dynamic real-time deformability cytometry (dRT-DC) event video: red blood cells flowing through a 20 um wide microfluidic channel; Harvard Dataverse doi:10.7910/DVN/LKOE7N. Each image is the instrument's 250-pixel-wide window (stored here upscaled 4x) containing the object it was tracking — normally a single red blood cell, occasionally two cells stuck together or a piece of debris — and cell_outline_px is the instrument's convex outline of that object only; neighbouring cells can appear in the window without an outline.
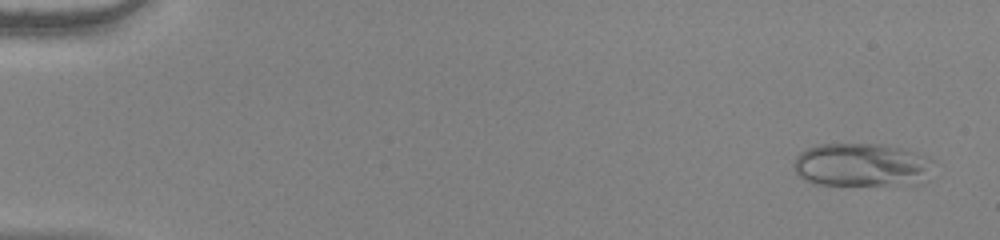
{"species": "human", "species_latin": "Homo sapiens", "temperature_condition": "warm", "stored_images_in_passage": 53, "camera_frame_rate_fps": 3000, "um_per_image_px": 0.085, "donor": {"sex": "female"}, "frame": {"image": 1, "passage_image": 3, "time_ms": 0.667, "image_size_px": [1000, 240], "cell_outline_px": [[932, 160], [928, 180], [920, 184], [812, 184], [804, 180], [796, 172], [792, 164], [796, 156], [800, 152], [808, 148], [820, 144], [880, 144], [900, 148], [924, 156]], "centroid_in_image_um": [73.21, 14.02], "position_along_channel_um": 11.8, "area_um2": 35.14}}
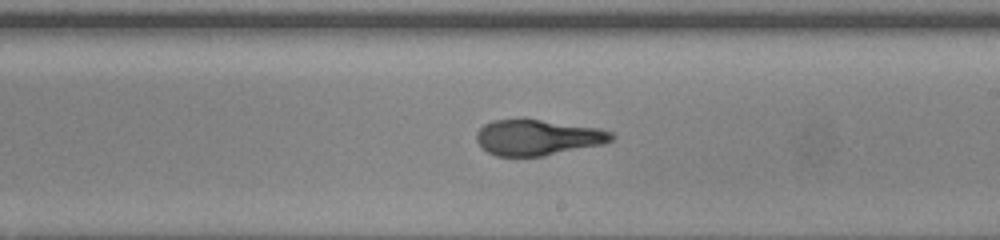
{"frame": {"image": 2, "passage_image": 33, "time_ms": 10.667, "image_size_px": [1000, 240], "cell_outline_px": [[616, 136], [612, 140], [604, 144], [544, 156], [496, 156], [488, 152], [476, 140], [476, 132], [484, 124], [492, 120], [520, 116], [524, 116], [600, 128], [612, 132]], "centroid_in_image_um": [45.71, 11.63], "position_along_channel_um": 243.3, "area_um2": 29.07}}
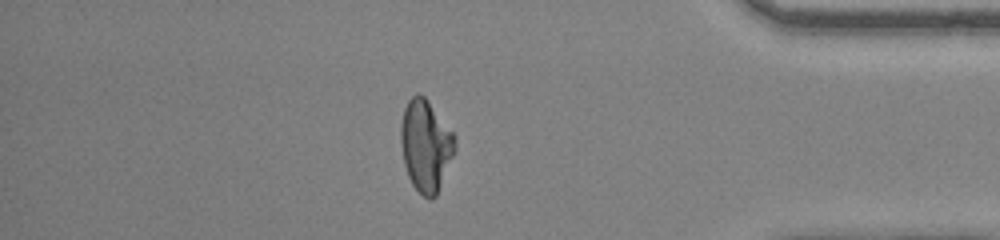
{"frame": {"image": 3, "passage_image": 47, "time_ms": 15.333, "image_size_px": [1000, 240], "cell_outline_px": [[456, 148], [436, 196], [432, 200], [428, 200], [412, 184], [408, 176], [404, 164], [400, 144], [400, 124], [404, 108], [408, 100], [416, 92], [424, 96], [428, 100], [456, 136]], "centroid_in_image_um": [36.17, 12.35], "position_along_channel_um": 399.0, "area_um2": 29.07}}